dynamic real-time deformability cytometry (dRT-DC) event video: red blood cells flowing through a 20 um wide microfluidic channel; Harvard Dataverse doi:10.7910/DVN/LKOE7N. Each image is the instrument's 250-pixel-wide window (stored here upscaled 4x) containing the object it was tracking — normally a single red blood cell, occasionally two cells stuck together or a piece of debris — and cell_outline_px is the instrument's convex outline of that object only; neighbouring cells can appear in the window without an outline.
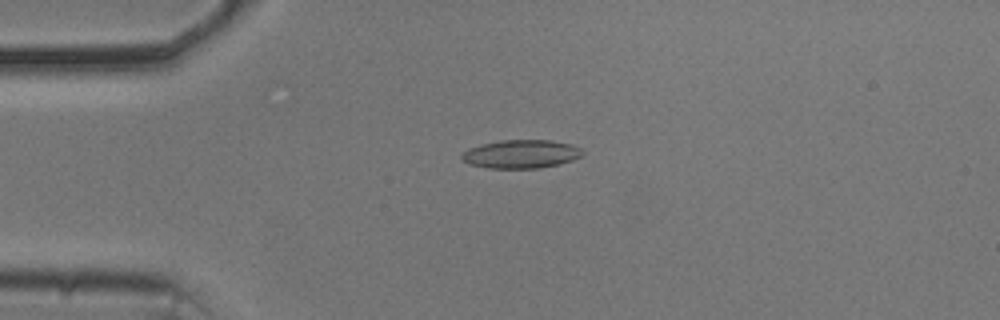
{"species": "common noctule bat (a hibernating species)", "species_latin": "Nyctalus noctula", "temperature_condition": "cold", "stored_images_in_passage": 48, "camera_frame_rate_fps": 3000, "um_per_image_px": 0.085, "animal": {"sex": "male", "body_mass_g": 20.5, "forearm_length_mm": 52.5}, "frame": {"image": 1, "passage_image": 7, "time_ms": 2.0, "image_size_px": [1000, 320], "cell_outline_px": [[584, 152], [580, 156], [572, 160], [560, 164], [540, 168], [488, 168], [472, 164], [460, 160], [460, 156], [468, 148], [480, 144], [500, 140], [548, 140], [572, 144], [580, 148]], "centroid_in_image_um": [44.27, 13.09], "position_along_channel_um": 40.7, "area_um2": 20.06}}
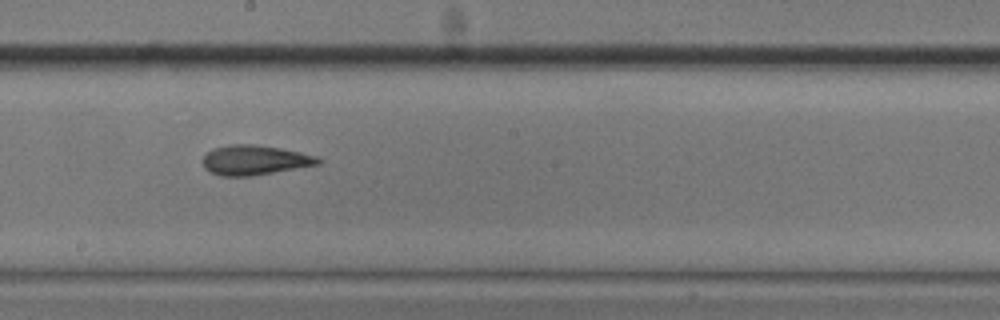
{"frame": {"image": 2, "passage_image": 24, "time_ms": 7.667, "image_size_px": [1000, 320], "cell_outline_px": [[324, 160], [320, 164], [252, 176], [220, 176], [208, 172], [204, 168], [204, 156], [212, 148], [232, 144], [252, 144], [280, 148], [320, 156]], "centroid_in_image_um": [21.68, 13.61], "position_along_channel_um": 226.5, "area_um2": 20.17}}
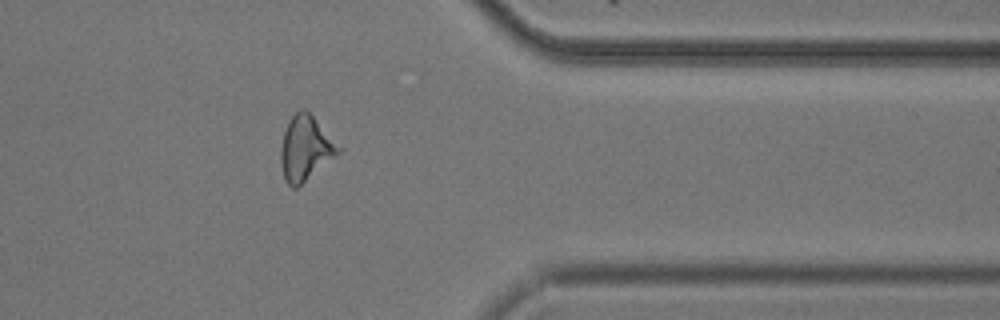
{"frame": {"image": 3, "passage_image": 38, "time_ms": 12.333, "image_size_px": [1000, 320], "cell_outline_px": [[344, 148], [340, 152], [296, 188], [292, 188], [284, 180], [280, 160], [280, 148], [284, 132], [288, 120], [296, 112], [304, 108]], "centroid_in_image_um": [25.96, 12.6], "position_along_channel_um": 385.4, "area_um2": 21.62}, "authors_computed_cell_mechanics": {"area_um2": 20.0855, "velocity_mm_per_s": 3.7079, "shape_relaxation_time_tau1_ms": null, "shape_relaxation_time_tau2_ms": 2.7706, "deformation_change_tau1": null, "deformation_change_tau2": 0.134}}